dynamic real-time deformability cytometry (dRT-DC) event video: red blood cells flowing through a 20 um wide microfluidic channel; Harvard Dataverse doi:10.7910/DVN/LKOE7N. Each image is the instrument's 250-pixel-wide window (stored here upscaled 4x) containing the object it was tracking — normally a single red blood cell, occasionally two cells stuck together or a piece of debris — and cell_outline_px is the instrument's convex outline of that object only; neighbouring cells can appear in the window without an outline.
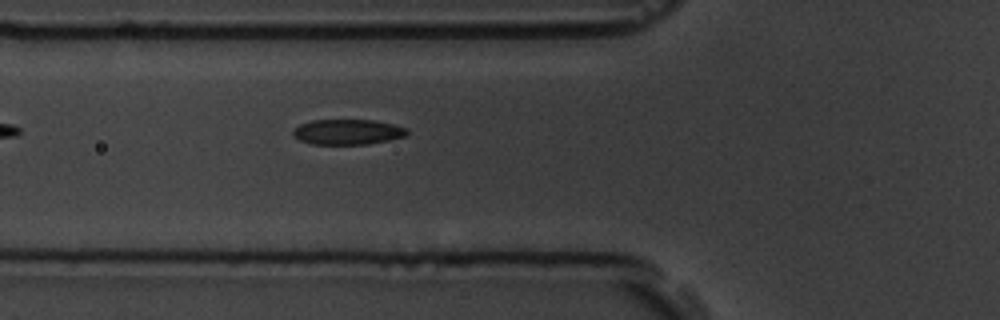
{"species": "common noctule bat (a hibernating species)", "species_latin": "Nyctalus noctula", "temperature_condition": "room temperature", "stored_images_in_passage": 3, "camera_frame_rate_fps": 3000, "um_per_image_px": 0.085, "animal": {"sex": "male", "body_mass_g": 19.5, "forearm_length_mm": 54.6}, "frame": {"image": 1, "passage_image": 3, "time_ms": 2.333, "image_size_px": [1000, 320], "cell_outline_px": [[408, 132], [404, 136], [388, 140], [368, 144], [312, 144], [300, 140], [292, 132], [292, 128], [300, 124], [312, 120], [376, 120], [408, 128]], "centroid_in_image_um": [29.54, 11.2], "position_along_channel_um": 96.3, "area_um2": 16.76}}